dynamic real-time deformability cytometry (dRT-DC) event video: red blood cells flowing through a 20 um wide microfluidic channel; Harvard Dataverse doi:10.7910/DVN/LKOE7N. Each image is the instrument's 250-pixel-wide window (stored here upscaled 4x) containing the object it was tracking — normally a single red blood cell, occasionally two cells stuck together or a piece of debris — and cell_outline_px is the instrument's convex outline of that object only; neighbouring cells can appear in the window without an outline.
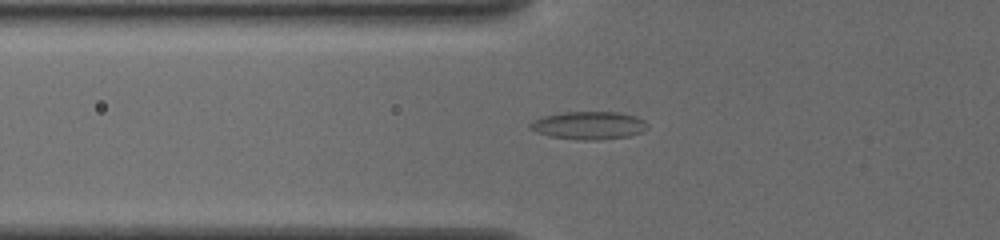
{"species": "common noctule bat (a hibernating species)", "species_latin": "Nyctalus noctula", "temperature_condition": "cold", "stored_images_in_passage": 37, "camera_frame_rate_fps": 3000, "um_per_image_px": 0.085, "animal": {"sex": "female", "body_mass_g": 19.5, "forearm_length_mm": 54.1}, "frame": {"image": 1, "passage_image": 3, "time_ms": 0.667, "image_size_px": [1000, 240], "cell_outline_px": [[648, 128], [640, 132], [628, 136], [596, 140], [576, 140], [548, 136], [536, 132], [528, 124], [532, 120], [544, 116], [564, 112], [616, 112], [636, 116], [644, 120], [648, 124]], "centroid_in_image_um": [50.04, 10.66], "position_along_channel_um": 75.8, "area_um2": 19.07}}
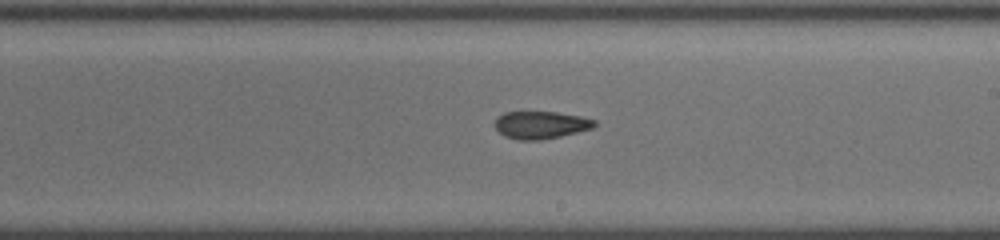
{"frame": {"image": 2, "passage_image": 16, "time_ms": 5.0, "image_size_px": [1000, 240], "cell_outline_px": [[596, 124], [592, 128], [560, 136], [540, 140], [516, 140], [504, 136], [492, 124], [496, 116], [504, 112], [556, 112], [580, 116], [596, 120]], "centroid_in_image_um": [45.9, 10.61], "position_along_channel_um": 243.1, "area_um2": 16.07}}
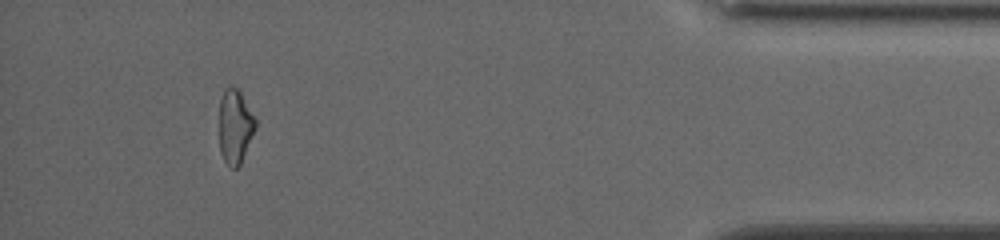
{"frame": {"image": 3, "passage_image": 33, "time_ms": 10.667, "image_size_px": [1000, 240], "cell_outline_px": [[256, 128], [240, 164], [236, 168], [232, 168], [224, 160], [220, 152], [220, 100], [224, 88], [236, 88], [240, 92], [256, 116]], "centroid_in_image_um": [20.0, 10.74], "position_along_channel_um": 415.2, "area_um2": 15.55}, "authors_computed_cell_mechanics": {"area_um2": 16.3574, "velocity_mm_per_s": 3.88, "shape_relaxation_time_tau1_ms": 10.0851, "shape_relaxation_time_tau2_ms": 2.4805, "deformation_change_tau1": 0.2127, "deformation_change_tau2": 0.0972}}